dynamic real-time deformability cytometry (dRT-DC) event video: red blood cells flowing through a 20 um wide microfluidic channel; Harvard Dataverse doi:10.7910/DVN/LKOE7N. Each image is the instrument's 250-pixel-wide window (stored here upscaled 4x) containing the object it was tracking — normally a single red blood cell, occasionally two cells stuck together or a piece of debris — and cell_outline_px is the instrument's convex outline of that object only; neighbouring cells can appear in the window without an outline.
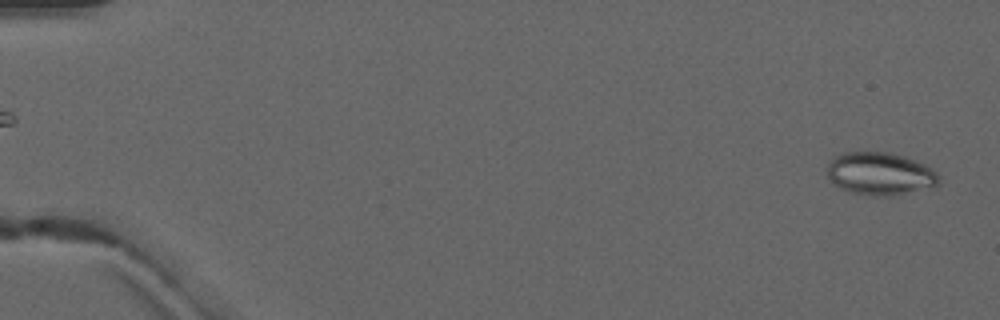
{"species": "common noctule bat (a hibernating species)", "species_latin": "Nyctalus noctula", "temperature_condition": "warm", "stored_images_in_passage": 5, "camera_frame_rate_fps": 3000, "um_per_image_px": 0.085, "animal": {"sex": "male", "forearm_length_mm": 52.5}, "frame": {"image": 1, "passage_image": 5, "time_ms": 4.667, "image_size_px": [1000, 320], "cell_outline_px": [[940, 184], [888, 196], [872, 196], [852, 192], [840, 188], [828, 176], [828, 164], [836, 156], [844, 152], [888, 152], [904, 156], [924, 164], [936, 172], [940, 176]], "centroid_in_image_um": [74.81, 14.75], "position_along_channel_um": 10.2, "area_um2": 27.34}}